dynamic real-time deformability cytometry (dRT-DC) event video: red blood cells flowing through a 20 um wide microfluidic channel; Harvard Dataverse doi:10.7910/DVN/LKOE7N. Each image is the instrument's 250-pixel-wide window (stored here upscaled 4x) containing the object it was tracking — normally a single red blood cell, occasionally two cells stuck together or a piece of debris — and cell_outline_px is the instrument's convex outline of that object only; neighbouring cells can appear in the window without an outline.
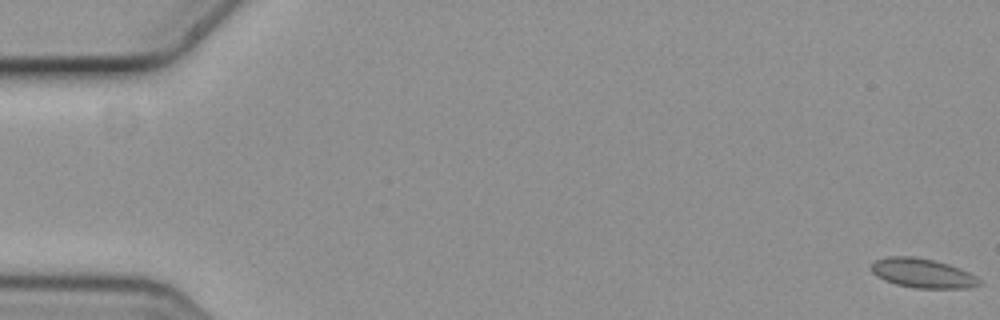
{"species": "common noctule bat (a hibernating species)", "species_latin": "Nyctalus noctula", "temperature_condition": "cold", "stored_images_in_passage": 6, "camera_frame_rate_fps": 3000, "um_per_image_px": 0.085, "animal": {"sex": "female", "body_mass_g": 19.3, "forearm_length_mm": 54.1}, "frame": {"image": 1, "passage_image": 1, "time_ms": 0.0, "image_size_px": [1000, 320], "cell_outline_px": [[980, 284], [968, 288], [916, 288], [896, 284], [884, 280], [876, 276], [868, 268], [876, 260], [888, 256], [912, 256], [936, 260], [960, 268], [976, 276], [980, 280]], "centroid_in_image_um": [78.39, 23.21], "position_along_channel_um": 6.6, "area_um2": 18.55}}